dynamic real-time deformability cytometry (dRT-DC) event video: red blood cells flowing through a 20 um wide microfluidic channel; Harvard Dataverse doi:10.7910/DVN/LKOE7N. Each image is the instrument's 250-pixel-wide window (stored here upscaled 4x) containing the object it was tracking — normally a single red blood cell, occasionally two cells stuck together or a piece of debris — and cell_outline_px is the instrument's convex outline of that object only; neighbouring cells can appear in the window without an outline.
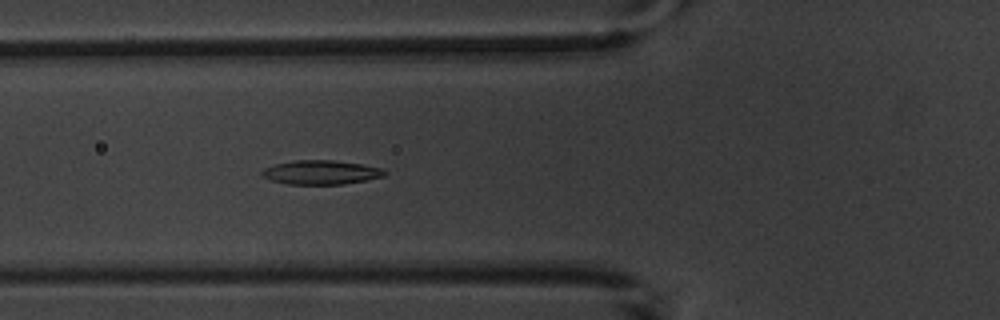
{"species": "common noctule bat (a hibernating species)", "species_latin": "Nyctalus noctula", "temperature_condition": "warm", "stored_images_in_passage": 5, "camera_frame_rate_fps": 3000, "um_per_image_px": 0.085, "animal": {"sex": "male", "body_mass_g": 20.1, "forearm_length_mm": 53.5}, "frame": {"image": 1, "passage_image": 5, "time_ms": 5.333, "image_size_px": [1000, 320], "cell_outline_px": [[388, 172], [384, 176], [364, 180], [340, 184], [288, 184], [272, 180], [260, 176], [260, 172], [264, 168], [276, 164], [296, 160], [332, 160], [360, 164], [380, 168]], "centroid_in_image_um": [27.24, 14.65], "position_along_channel_um": 98.6, "area_um2": 16.99}}